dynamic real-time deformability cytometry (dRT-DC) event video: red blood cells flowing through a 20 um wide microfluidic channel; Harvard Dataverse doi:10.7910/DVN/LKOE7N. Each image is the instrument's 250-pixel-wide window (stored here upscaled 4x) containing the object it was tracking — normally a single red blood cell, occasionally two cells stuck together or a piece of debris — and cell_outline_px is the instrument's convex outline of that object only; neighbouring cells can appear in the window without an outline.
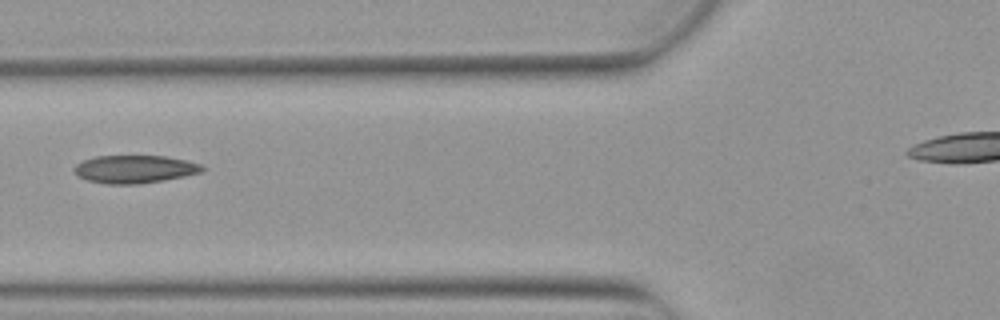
{"species": "Egyptian fruit bat (a non-hibernating species)", "species_latin": "Rousettus aegyptiacus", "temperature_condition": "warm", "stored_images_in_passage": 5, "camera_frame_rate_fps": 3000, "um_per_image_px": 0.085, "animal": {"sex": "female"}, "frame": {"image": 1, "passage_image": 5, "time_ms": 1.333, "image_size_px": [1000, 320], "cell_outline_px": [[204, 172], [164, 180], [140, 184], [108, 184], [88, 180], [76, 176], [72, 168], [76, 164], [84, 160], [96, 156], [164, 156], [188, 160], [200, 164], [204, 168]], "centroid_in_image_um": [11.44, 14.38], "position_along_channel_um": 114.4, "area_um2": 20.92}}